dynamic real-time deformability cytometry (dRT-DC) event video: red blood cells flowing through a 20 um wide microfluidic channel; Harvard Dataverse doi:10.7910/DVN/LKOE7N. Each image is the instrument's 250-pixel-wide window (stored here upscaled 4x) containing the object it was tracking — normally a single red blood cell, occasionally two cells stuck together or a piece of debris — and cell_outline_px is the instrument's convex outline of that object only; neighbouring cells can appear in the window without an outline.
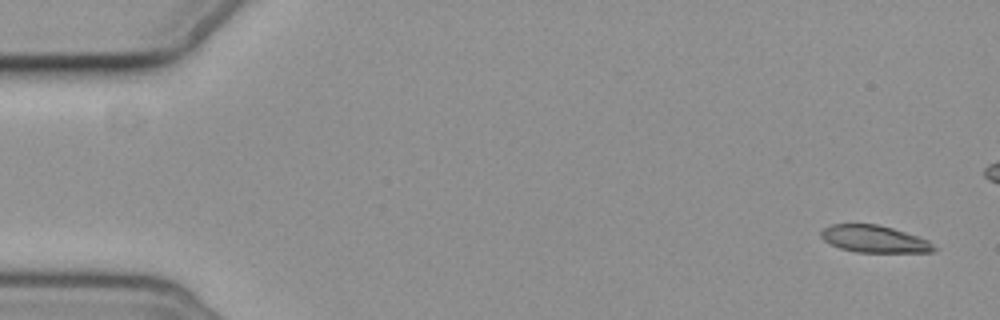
{"species": "common noctule bat (a hibernating species)", "species_latin": "Nyctalus noctula", "temperature_condition": "cold", "stored_images_in_passage": 6, "camera_frame_rate_fps": 3000, "um_per_image_px": 0.085, "animal": {"sex": "female", "body_mass_g": 19.3, "forearm_length_mm": 54.1}, "frame": {"image": 1, "passage_image": 1, "time_ms": 0.0, "image_size_px": [1000, 320], "cell_outline_px": [[940, 248], [936, 252], [856, 252], [840, 248], [824, 240], [820, 236], [820, 232], [824, 228], [832, 224], [876, 224], [892, 228], [928, 240]], "centroid_in_image_um": [74.35, 20.32], "position_along_channel_um": 10.6, "area_um2": 17.8}}